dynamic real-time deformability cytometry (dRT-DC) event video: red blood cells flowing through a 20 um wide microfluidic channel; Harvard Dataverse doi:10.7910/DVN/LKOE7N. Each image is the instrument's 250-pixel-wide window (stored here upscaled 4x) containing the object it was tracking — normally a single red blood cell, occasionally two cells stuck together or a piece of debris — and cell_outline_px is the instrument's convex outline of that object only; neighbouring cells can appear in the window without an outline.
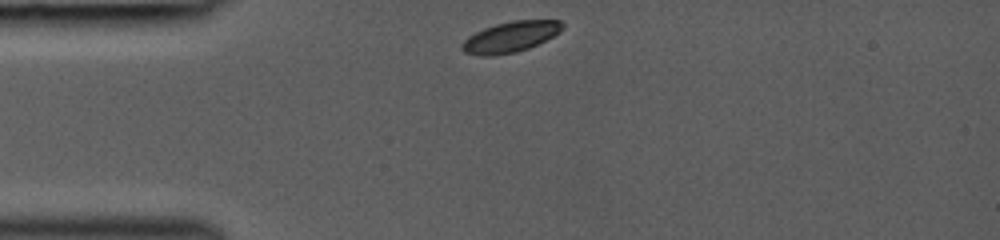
{"species": "common noctule bat (a hibernating species)", "species_latin": "Nyctalus noctula", "temperature_condition": "room temperature", "stored_images_in_passage": 30, "camera_frame_rate_fps": 3000, "um_per_image_px": 0.085, "animal": {"sex": "female", "body_mass_g": 19.0, "forearm_length_mm": 53.3}, "frame": {"image": 1, "passage_image": 1, "time_ms": 0.0, "image_size_px": [1000, 240], "cell_outline_px": [[564, 28], [560, 32], [528, 48], [516, 52], [492, 56], [480, 56], [464, 52], [460, 48], [460, 44], [468, 36], [484, 28], [496, 24], [512, 20], [560, 20], [564, 24]], "centroid_in_image_um": [43.36, 3.13], "position_along_channel_um": 41.6, "area_um2": 17.98}}
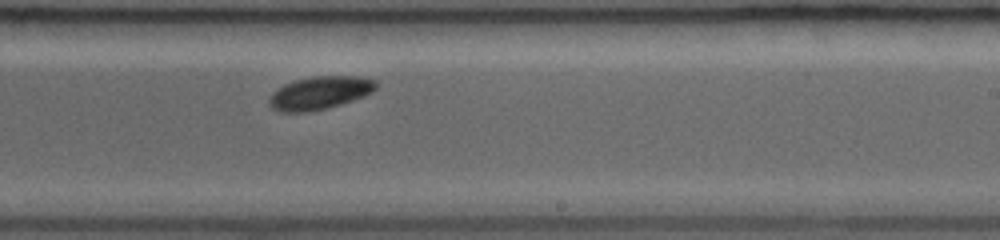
{"frame": {"image": 2, "passage_image": 18, "time_ms": 5.667, "image_size_px": [1000, 240], "cell_outline_px": [[376, 88], [372, 92], [364, 96], [340, 104], [324, 108], [304, 112], [280, 112], [272, 108], [268, 104], [268, 100], [272, 92], [284, 84], [296, 80], [312, 76], [356, 76], [376, 80]], "centroid_in_image_um": [27.15, 7.89], "position_along_channel_um": 261.9, "area_um2": 20.4}}
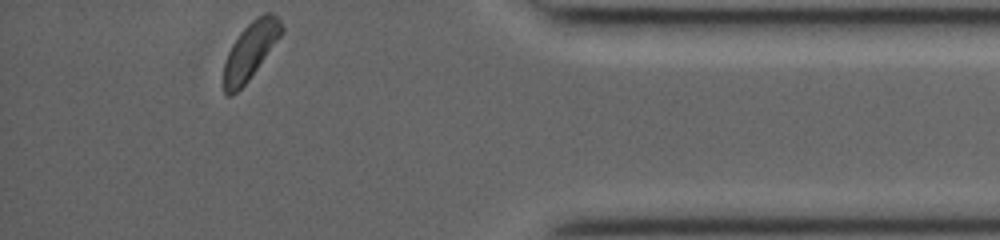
{"frame": {"image": 3, "passage_image": 30, "time_ms": 9.667, "image_size_px": [1000, 240], "cell_outline_px": [[284, 32], [248, 80], [232, 96], [228, 96], [224, 92], [224, 64], [228, 52], [232, 44], [240, 32], [252, 20], [264, 12], [268, 12], [276, 16], [280, 20], [284, 28]], "centroid_in_image_um": [21.29, 4.29], "position_along_channel_um": 413.9, "area_um2": 18.96}}